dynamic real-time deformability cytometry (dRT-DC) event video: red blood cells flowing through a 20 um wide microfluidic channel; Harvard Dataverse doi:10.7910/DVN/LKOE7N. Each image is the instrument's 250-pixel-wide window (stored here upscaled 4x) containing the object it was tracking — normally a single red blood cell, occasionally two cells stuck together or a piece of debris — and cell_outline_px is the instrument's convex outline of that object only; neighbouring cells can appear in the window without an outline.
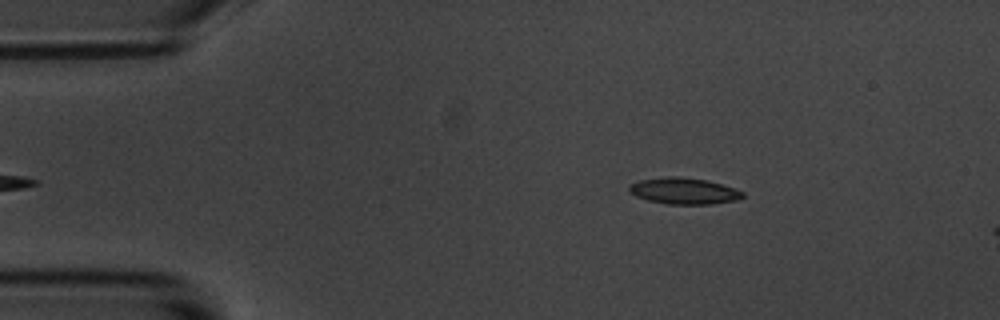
{"species": "common noctule bat (a hibernating species)", "species_latin": "Nyctalus noctula", "temperature_condition": "room temperature", "stored_images_in_passage": 9, "camera_frame_rate_fps": 3000, "um_per_image_px": 0.085, "animal": {"sex": "male", "body_mass_g": 20.1, "forearm_length_mm": 53.5}, "frame": {"image": 1, "passage_image": 3, "time_ms": 0.667, "image_size_px": [1000, 320], "cell_outline_px": [[744, 196], [736, 200], [712, 204], [668, 204], [648, 200], [636, 196], [628, 192], [628, 188], [632, 184], [640, 180], [668, 176], [676, 176], [708, 180], [744, 192]], "centroid_in_image_um": [58.11, 16.23], "position_along_channel_um": 26.9, "area_um2": 17.28}}